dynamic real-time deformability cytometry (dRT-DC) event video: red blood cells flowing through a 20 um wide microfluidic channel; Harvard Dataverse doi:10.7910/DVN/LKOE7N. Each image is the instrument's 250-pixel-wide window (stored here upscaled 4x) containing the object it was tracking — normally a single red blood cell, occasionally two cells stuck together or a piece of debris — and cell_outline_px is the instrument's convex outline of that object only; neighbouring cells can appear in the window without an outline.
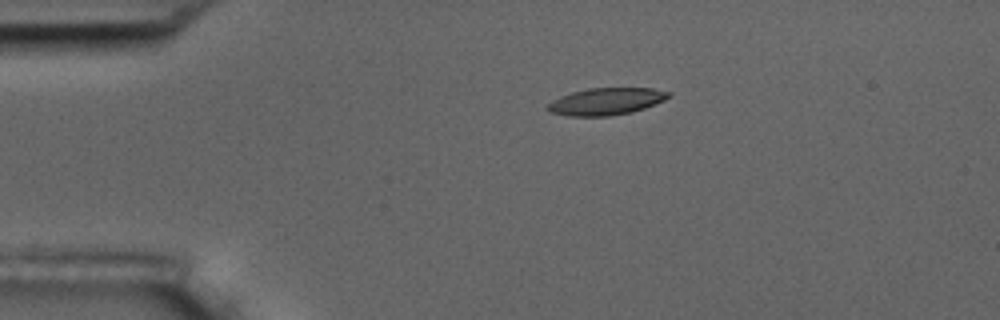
{"species": "common noctule bat (a hibernating species)", "species_latin": "Nyctalus noctula", "temperature_condition": "room temperature", "stored_images_in_passage": 3, "camera_frame_rate_fps": 3000, "um_per_image_px": 0.085, "animal": {"sex": "male", "body_mass_g": 17.5, "forearm_length_mm": 52.3}, "frame": {"image": 1, "passage_image": 1, "time_ms": 0.0, "image_size_px": [1000, 320], "cell_outline_px": [[672, 92], [664, 100], [644, 108], [632, 112], [608, 116], [568, 116], [548, 112], [544, 108], [552, 100], [560, 96], [572, 92], [588, 88], [652, 88]], "centroid_in_image_um": [51.47, 8.62], "position_along_channel_um": 33.5, "area_um2": 19.13}}
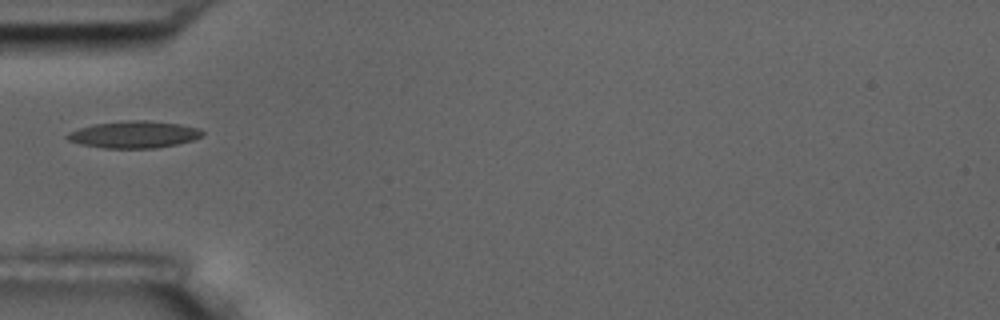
{"frame": {"image": 2, "passage_image": 3, "time_ms": 2.333, "image_size_px": [1000, 320], "cell_outline_px": [[204, 132], [200, 136], [192, 140], [176, 144], [156, 148], [104, 148], [80, 144], [68, 140], [64, 136], [68, 132], [92, 124], [120, 120], [148, 120], [180, 124], [200, 128]], "centroid_in_image_um": [11.35, 11.42], "position_along_channel_um": 73.6, "area_um2": 21.39}}